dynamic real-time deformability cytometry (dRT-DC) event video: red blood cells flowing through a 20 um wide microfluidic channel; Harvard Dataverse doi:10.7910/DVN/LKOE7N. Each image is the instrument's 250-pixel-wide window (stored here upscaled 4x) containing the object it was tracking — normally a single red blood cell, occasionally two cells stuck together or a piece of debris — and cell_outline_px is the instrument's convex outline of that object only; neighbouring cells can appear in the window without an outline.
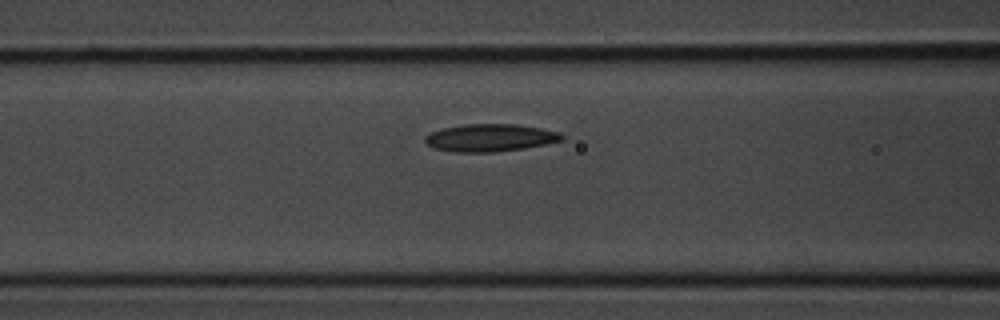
{"species": "common noctule bat (a hibernating species)", "species_latin": "Nyctalus noctula", "temperature_condition": "room temperature", "stored_images_in_passage": 4, "segment_of_instrument_passage": [1, 2], "camera_frame_rate_fps": 3000, "um_per_image_px": 0.085, "animal": {"sex": "male", "body_mass_g": 20.1, "forearm_length_mm": 53.5}, "frame": {"image": 1, "passage_image": 3, "time_ms": 0.667, "image_size_px": [1000, 320], "cell_outline_px": [[564, 140], [524, 148], [492, 152], [452, 152], [436, 148], [428, 144], [424, 140], [424, 136], [428, 132], [444, 128], [464, 124], [516, 124], [540, 128], [560, 132], [564, 136]], "centroid_in_image_um": [41.65, 11.7], "position_along_channel_um": 125.0, "area_um2": 21.91}}